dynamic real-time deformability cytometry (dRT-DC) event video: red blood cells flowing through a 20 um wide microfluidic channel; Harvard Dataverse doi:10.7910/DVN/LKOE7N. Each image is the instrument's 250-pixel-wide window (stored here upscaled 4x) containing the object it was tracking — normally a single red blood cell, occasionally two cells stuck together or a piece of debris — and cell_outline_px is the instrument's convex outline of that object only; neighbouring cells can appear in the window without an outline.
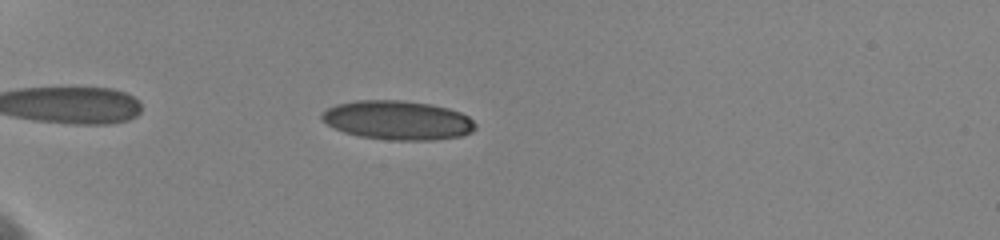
{"species": "human", "species_latin": "Homo sapiens", "temperature_condition": "cold", "stored_images_in_passage": 6, "camera_frame_rate_fps": 3000, "um_per_image_px": 0.085, "donor": {"sex": "female"}, "frame": {"image": 1, "passage_image": 3, "time_ms": 2.0, "image_size_px": [1000, 240], "cell_outline_px": [[476, 128], [472, 132], [460, 136], [432, 140], [388, 140], [360, 136], [344, 132], [328, 124], [320, 116], [328, 108], [336, 104], [356, 100], [404, 100], [428, 104], [448, 108], [460, 112], [468, 116], [476, 124]], "centroid_in_image_um": [33.82, 10.22], "position_along_channel_um": 51.2, "area_um2": 34.85}}